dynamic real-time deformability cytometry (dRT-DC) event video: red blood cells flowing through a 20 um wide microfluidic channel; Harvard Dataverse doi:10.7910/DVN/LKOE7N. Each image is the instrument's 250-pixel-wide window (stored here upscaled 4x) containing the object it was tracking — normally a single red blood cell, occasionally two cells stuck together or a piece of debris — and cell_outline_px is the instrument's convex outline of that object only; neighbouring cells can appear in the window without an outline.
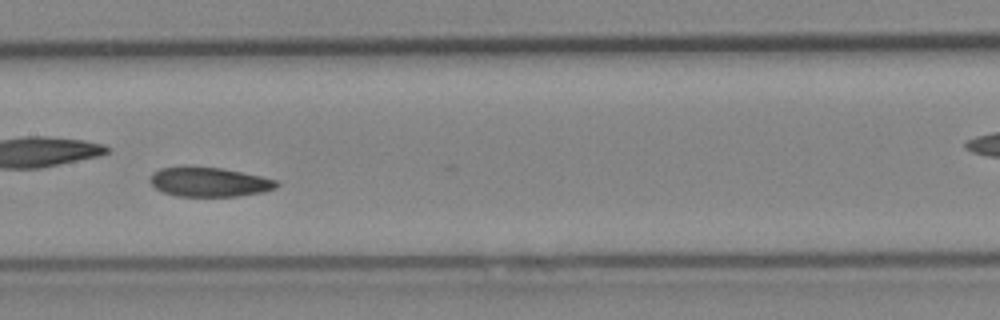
{"species": "Egyptian fruit bat (a non-hibernating species)", "species_latin": "Rousettus aegyptiacus", "temperature_condition": "cold", "stored_images_in_passage": 45, "camera_frame_rate_fps": 3000, "um_per_image_px": 0.085, "animal": {"sex": "female"}, "frame": {"image": 1, "passage_image": 20, "time_ms": 6.333, "image_size_px": [1000, 320], "cell_outline_px": [[280, 184], [276, 188], [264, 192], [236, 196], [176, 196], [164, 192], [156, 188], [148, 180], [152, 172], [160, 168], [220, 168], [260, 176], [276, 180]], "centroid_in_image_um": [17.79, 15.49], "position_along_channel_um": 189.6, "area_um2": 21.21}}
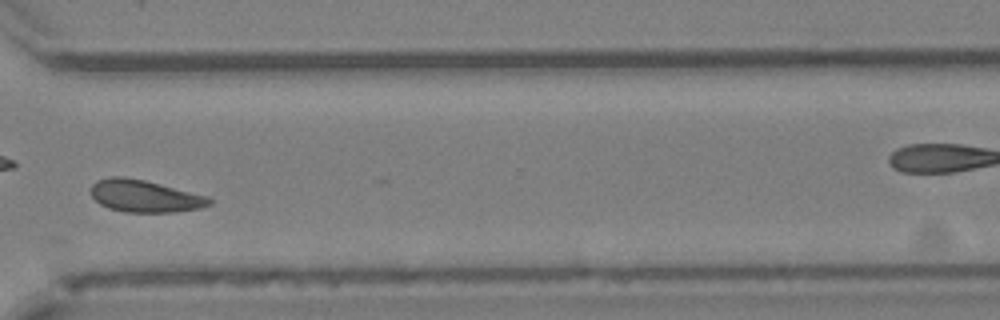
{"frame": {"image": 2, "passage_image": 32, "time_ms": 10.333, "image_size_px": [1000, 320], "cell_outline_px": [[212, 204], [200, 208], [172, 212], [124, 212], [108, 208], [100, 204], [92, 196], [92, 184], [96, 180], [112, 176], [120, 176], [144, 180], [208, 196], [212, 200]], "centroid_in_image_um": [12.3, 16.67], "position_along_channel_um": 358.3, "area_um2": 22.08}}
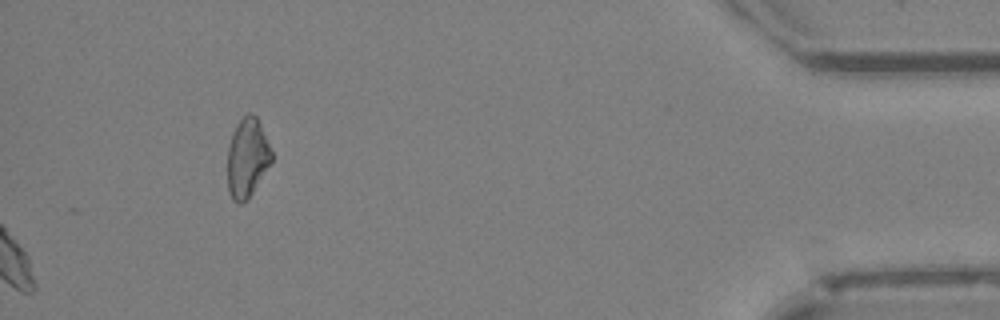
{"frame": {"image": 3, "passage_image": 45, "time_ms": 14.667, "image_size_px": [1000, 320], "cell_outline_px": [[272, 160], [252, 192], [240, 204], [232, 200], [228, 192], [228, 148], [232, 132], [236, 124], [248, 112], [252, 112], [256, 116], [260, 124], [272, 152]], "centroid_in_image_um": [20.99, 13.38], "position_along_channel_um": 414.2, "area_um2": 20.0}, "authors_computed_cell_mechanics": {"area_um2": 22.3686, "velocity_mm_per_s": 4.1843, "shape_relaxation_time_tau1_ms": 4.0592, "shape_relaxation_time_tau2_ms": 4.6822, "deformation_change_tau1": 0.0881, "deformation_change_tau2": 0.0852}}